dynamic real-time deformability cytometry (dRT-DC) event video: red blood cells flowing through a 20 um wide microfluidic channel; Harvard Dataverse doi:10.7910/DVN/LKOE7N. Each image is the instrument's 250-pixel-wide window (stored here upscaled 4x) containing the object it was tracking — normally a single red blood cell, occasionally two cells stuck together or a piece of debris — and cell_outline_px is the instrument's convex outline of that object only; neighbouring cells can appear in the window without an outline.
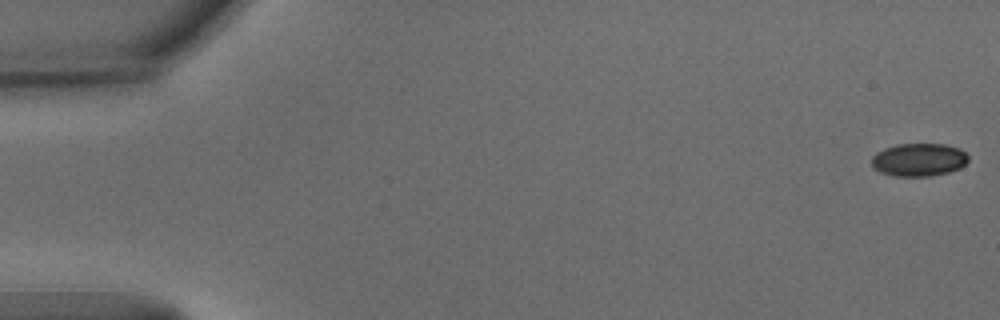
{"species": "common noctule bat (a hibernating species)", "species_latin": "Nyctalus noctula", "temperature_condition": "warm", "stored_images_in_passage": 54, "camera_frame_rate_fps": 3000, "um_per_image_px": 0.085, "animal": {"sex": "male", "body_mass_g": 15.6}, "frame": {"image": 1, "passage_image": 1, "time_ms": 0.0, "image_size_px": [1000, 320], "cell_outline_px": [[968, 160], [960, 168], [948, 172], [932, 176], [896, 176], [880, 172], [872, 168], [872, 156], [876, 152], [884, 148], [896, 144], [944, 144], [960, 148], [968, 156]], "centroid_in_image_um": [78.08, 13.57], "position_along_channel_um": 6.9, "area_um2": 18.67}}
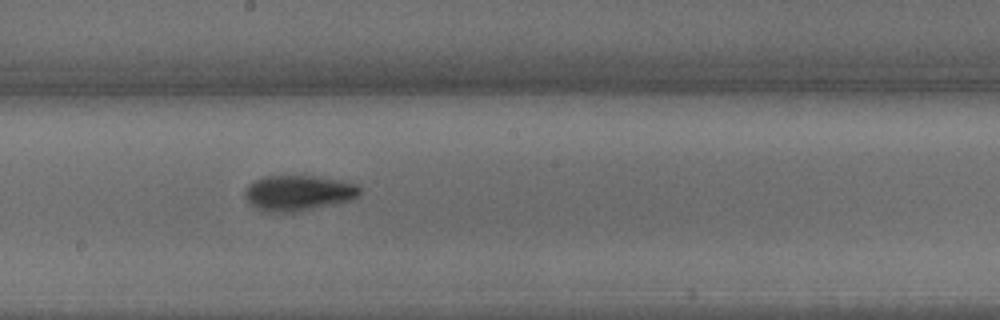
{"frame": {"image": 2, "passage_image": 30, "time_ms": 9.667, "image_size_px": [1000, 320], "cell_outline_px": [[360, 196], [348, 200], [332, 204], [292, 212], [268, 212], [256, 208], [248, 204], [244, 196], [244, 192], [248, 184], [264, 176], [312, 176], [340, 180], [356, 184], [360, 188]], "centroid_in_image_um": [25.3, 16.4], "position_along_channel_um": 222.9, "area_um2": 23.58}}
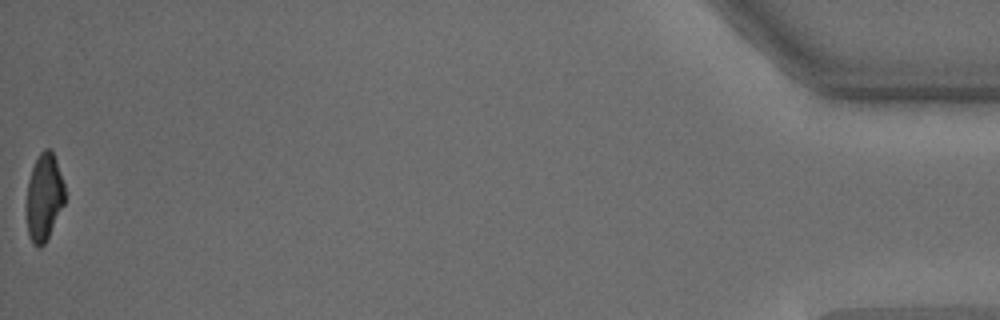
{"frame": {"image": 3, "passage_image": 54, "time_ms": 17.667, "image_size_px": [1000, 320], "cell_outline_px": [[64, 204], [44, 244], [40, 248], [36, 248], [32, 244], [28, 236], [28, 180], [32, 168], [40, 152], [44, 148], [52, 148], [64, 184]], "centroid_in_image_um": [3.76, 16.75], "position_along_channel_um": 431.4, "area_um2": 19.13}, "authors_computed_cell_mechanics": {"area_um2": 21.6172, "velocity_mm_per_s": 3.8032, "shape_relaxation_time_tau1_ms": 2.1749, "shape_relaxation_time_tau2_ms": 4.7577, "deformation_change_tau1": 0.1281, "deformation_change_tau2": 0.1281}}